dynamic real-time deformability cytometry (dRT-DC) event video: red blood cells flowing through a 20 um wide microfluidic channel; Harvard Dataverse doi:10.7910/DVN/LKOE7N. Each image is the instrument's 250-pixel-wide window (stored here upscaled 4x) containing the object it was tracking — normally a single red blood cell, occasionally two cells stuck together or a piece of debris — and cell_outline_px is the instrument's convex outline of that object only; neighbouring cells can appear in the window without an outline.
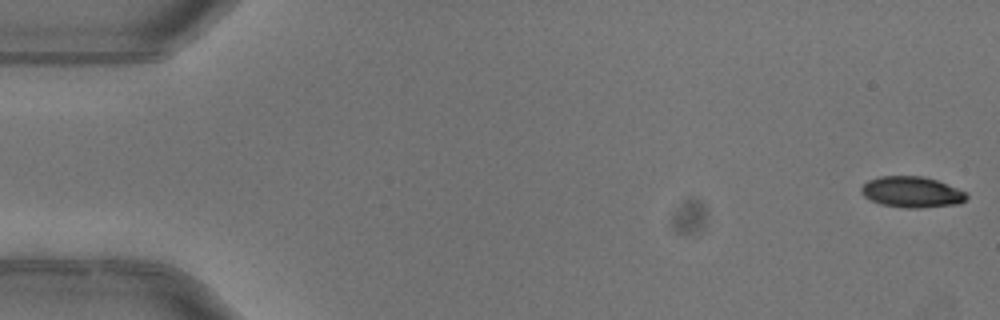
{"species": "common noctule bat (a hibernating species)", "species_latin": "Nyctalus noctula", "temperature_condition": "warm", "stored_images_in_passage": 5, "camera_frame_rate_fps": 3000, "um_per_image_px": 0.085, "animal": {"sex": "female"}, "frame": {"image": 1, "passage_image": 1, "time_ms": 0.0, "image_size_px": [1000, 320], "cell_outline_px": [[968, 196], [960, 204], [920, 208], [904, 208], [880, 204], [864, 196], [860, 192], [860, 188], [868, 180], [880, 176], [924, 176], [936, 180], [968, 192]], "centroid_in_image_um": [77.51, 16.33], "position_along_channel_um": 7.5, "area_um2": 19.13}}
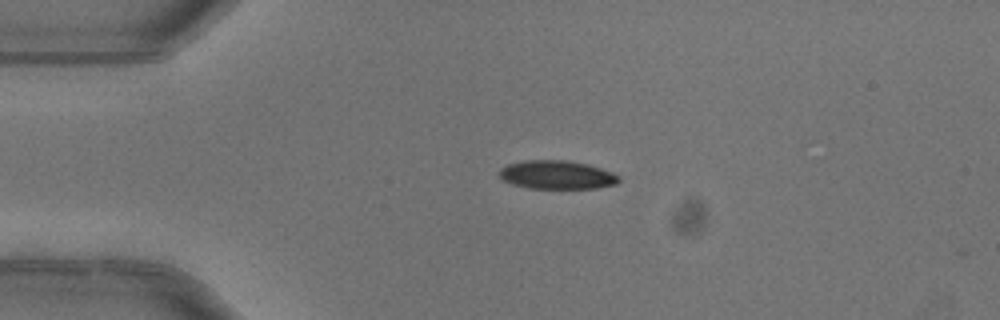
{"frame": {"image": 2, "passage_image": 4, "time_ms": 1.0, "image_size_px": [1000, 320], "cell_outline_px": [[620, 180], [616, 184], [596, 188], [528, 188], [512, 184], [504, 180], [500, 176], [500, 168], [508, 164], [524, 160], [568, 160], [588, 164], [612, 172], [620, 176]], "centroid_in_image_um": [47.35, 14.85], "position_along_channel_um": 37.7, "area_um2": 19.88}}